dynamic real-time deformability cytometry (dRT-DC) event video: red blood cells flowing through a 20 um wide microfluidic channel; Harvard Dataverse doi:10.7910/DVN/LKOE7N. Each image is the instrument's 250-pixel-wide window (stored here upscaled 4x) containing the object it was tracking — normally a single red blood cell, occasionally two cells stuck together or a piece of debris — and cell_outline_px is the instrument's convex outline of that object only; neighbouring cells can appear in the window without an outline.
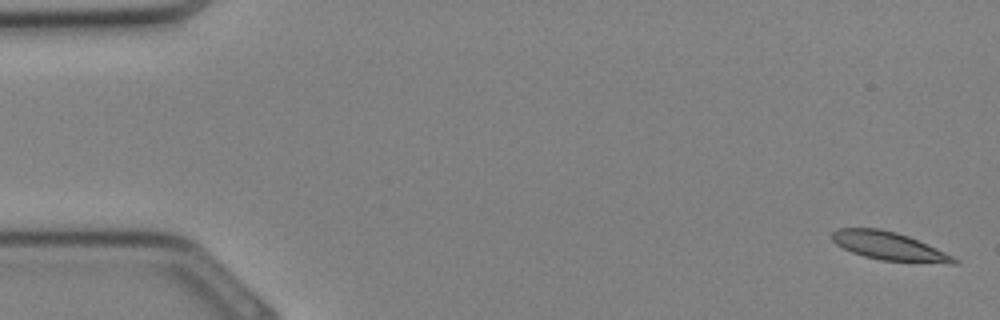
{"species": "Egyptian fruit bat (a non-hibernating species)", "species_latin": "Rousettus aegyptiacus", "temperature_condition": "cold", "stored_images_in_passage": 34, "camera_frame_rate_fps": 3000, "um_per_image_px": 0.085, "animal": {"sex": "female"}, "frame": {"image": 1, "passage_image": 1, "time_ms": 0.0, "image_size_px": [1000, 320], "cell_outline_px": [[960, 260], [956, 264], [948, 264], [880, 260], [864, 256], [852, 252], [836, 244], [832, 240], [832, 232], [840, 228], [880, 228], [896, 232], [908, 236], [936, 248]], "centroid_in_image_um": [75.58, 20.92], "position_along_channel_um": 9.4, "area_um2": 20.0}}
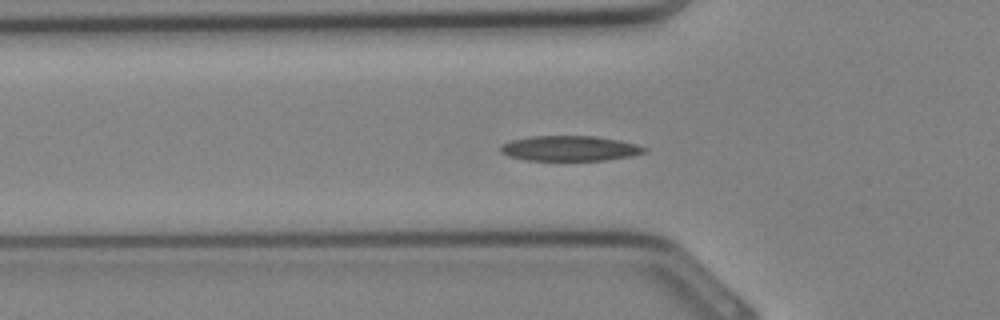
{"frame": {"image": 2, "passage_image": 11, "time_ms": 3.333, "image_size_px": [1000, 320], "cell_outline_px": [[648, 152], [632, 156], [604, 160], [528, 160], [508, 156], [500, 152], [500, 144], [508, 140], [532, 136], [596, 136], [620, 140], [636, 144], [648, 148]], "centroid_in_image_um": [48.43, 12.6], "position_along_channel_um": 77.4, "area_um2": 21.33}}
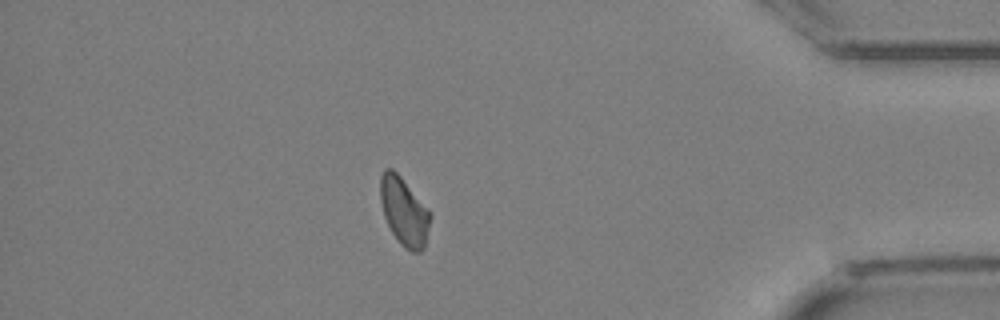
{"frame": {"image": 3, "passage_image": 29, "time_ms": 9.333, "image_size_px": [1000, 320], "cell_outline_px": [[432, 216], [424, 248], [420, 252], [412, 252], [404, 248], [400, 244], [392, 232], [384, 216], [380, 200], [380, 176], [384, 168], [392, 168], [400, 176], [428, 208]], "centroid_in_image_um": [34.35, 17.98], "position_along_channel_um": 400.9, "area_um2": 19.88}}